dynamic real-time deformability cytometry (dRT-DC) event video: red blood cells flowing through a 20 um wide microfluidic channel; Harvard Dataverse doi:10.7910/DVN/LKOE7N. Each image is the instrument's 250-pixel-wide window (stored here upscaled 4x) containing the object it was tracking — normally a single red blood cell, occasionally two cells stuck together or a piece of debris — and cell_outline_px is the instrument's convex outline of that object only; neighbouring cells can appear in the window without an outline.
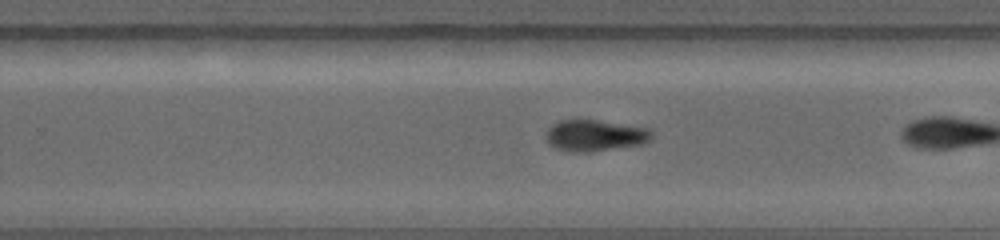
{"species": "common noctule bat (a hibernating species)", "species_latin": "Nyctalus noctula", "temperature_condition": "warm", "stored_images_in_passage": 28, "camera_frame_rate_fps": 5000, "um_per_image_px": 0.085, "animal": {"sex": "female", "body_mass_g": 19.0, "forearm_length_mm": 56.7}, "frame": {"image": 1, "passage_image": 24, "time_ms": 3.0, "image_size_px": [1000, 240], "cell_outline_px": [[652, 140], [644, 144], [588, 152], [572, 152], [556, 148], [548, 144], [544, 132], [552, 124], [560, 120], [596, 120], [652, 128]], "centroid_in_image_um": [50.59, 11.51], "position_along_channel_um": 279.2, "area_um2": 19.59}}